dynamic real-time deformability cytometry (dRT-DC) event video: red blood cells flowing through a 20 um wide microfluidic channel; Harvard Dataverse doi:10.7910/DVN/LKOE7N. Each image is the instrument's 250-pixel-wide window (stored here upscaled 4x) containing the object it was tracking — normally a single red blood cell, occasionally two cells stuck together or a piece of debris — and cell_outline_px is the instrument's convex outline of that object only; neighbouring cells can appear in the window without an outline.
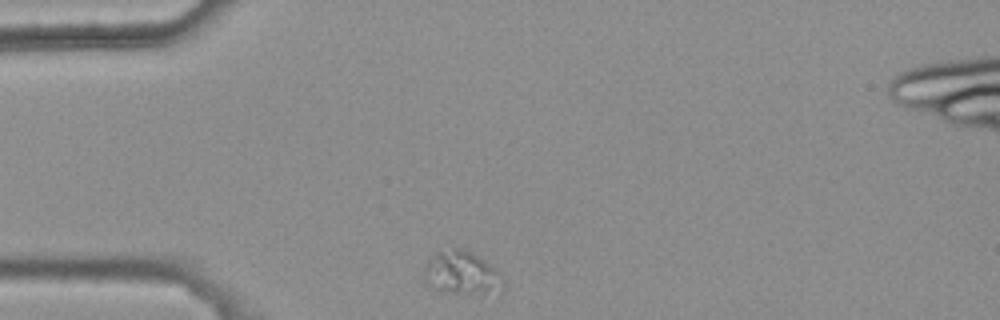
{"species": "common noctule bat (a hibernating species)", "species_latin": "Nyctalus noctula", "temperature_condition": "warm", "stored_images_in_passage": 33, "camera_frame_rate_fps": 3000, "um_per_image_px": 0.085, "animal": {"sex": "female", "body_mass_g": 25.1}, "frame": {"image": 1, "passage_image": 1, "time_ms": 0.0, "image_size_px": [1000, 320], "cell_outline_px": [[496, 272], [492, 288], [484, 292], [440, 292], [432, 288], [428, 284], [424, 276], [424, 268], [428, 260], [436, 252], [452, 248], [464, 248], [472, 252], [484, 260]], "centroid_in_image_um": [38.99, 23.11], "position_along_channel_um": 46.0, "area_um2": 18.26}}
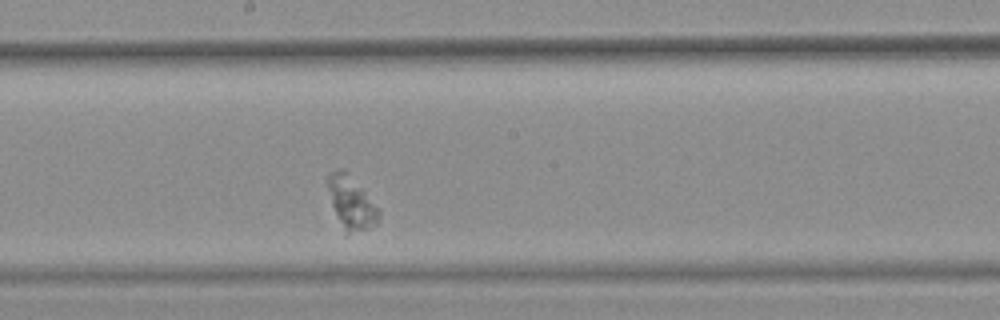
{"frame": {"image": 2, "passage_image": 18, "time_ms": 5.667, "image_size_px": [1000, 320], "cell_outline_px": [[380, 212], [376, 224], [368, 228], [348, 236], [332, 204], [324, 180], [332, 172], [344, 168], [364, 192]], "centroid_in_image_um": [29.82, 17.22], "position_along_channel_um": 218.4, "area_um2": 15.14}}
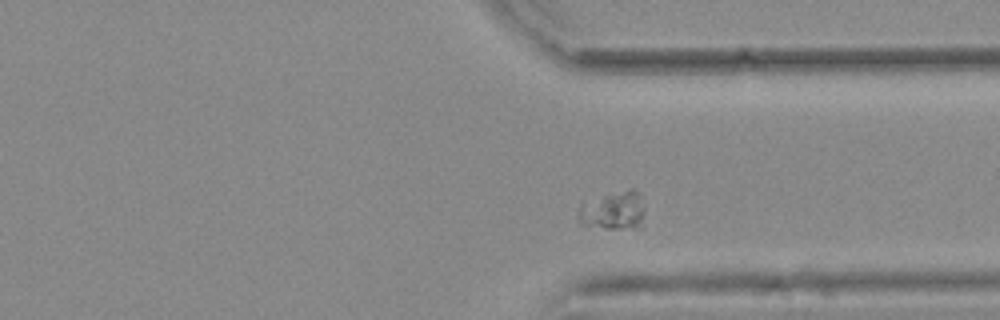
{"frame": {"image": 3, "passage_image": 30, "time_ms": 9.667, "image_size_px": [1000, 320], "cell_outline_px": [[644, 228], [608, 228], [580, 224], [576, 216], [580, 204], [604, 196], [632, 188], [636, 188], [640, 196], [644, 208]], "centroid_in_image_um": [52.18, 17.93], "position_along_channel_um": 359.2, "area_um2": 14.97}}